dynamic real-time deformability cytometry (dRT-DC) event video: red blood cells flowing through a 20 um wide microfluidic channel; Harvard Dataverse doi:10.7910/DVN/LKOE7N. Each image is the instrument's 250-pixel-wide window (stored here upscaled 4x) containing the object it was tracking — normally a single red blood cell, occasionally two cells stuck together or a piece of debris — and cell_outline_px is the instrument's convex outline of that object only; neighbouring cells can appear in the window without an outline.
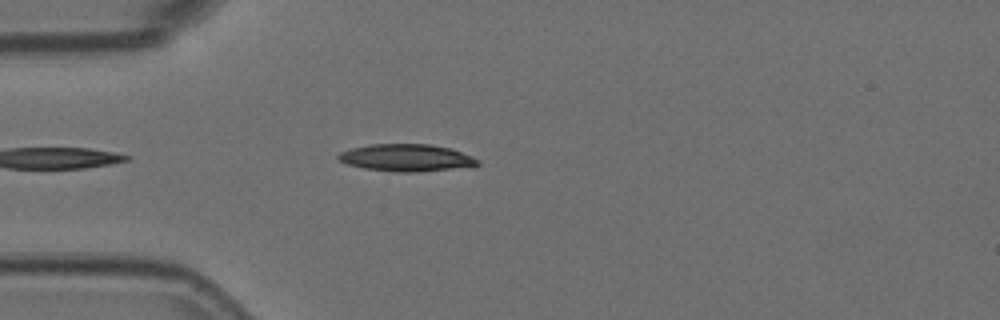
{"species": "Egyptian fruit bat (a non-hibernating species)", "species_latin": "Rousettus aegyptiacus", "temperature_condition": "room temperature", "stored_images_in_passage": 12, "camera_frame_rate_fps": 3000, "um_per_image_px": 0.085, "animal": {"sex": "female"}, "frame": {"image": 1, "passage_image": 4, "time_ms": 1.0, "image_size_px": [1000, 320], "cell_outline_px": [[480, 164], [476, 168], [416, 172], [396, 172], [364, 168], [348, 164], [340, 160], [336, 156], [340, 152], [352, 148], [372, 144], [428, 144], [448, 148], [472, 156], [480, 160]], "centroid_in_image_um": [34.65, 13.43], "position_along_channel_um": 50.4, "area_um2": 22.37}}